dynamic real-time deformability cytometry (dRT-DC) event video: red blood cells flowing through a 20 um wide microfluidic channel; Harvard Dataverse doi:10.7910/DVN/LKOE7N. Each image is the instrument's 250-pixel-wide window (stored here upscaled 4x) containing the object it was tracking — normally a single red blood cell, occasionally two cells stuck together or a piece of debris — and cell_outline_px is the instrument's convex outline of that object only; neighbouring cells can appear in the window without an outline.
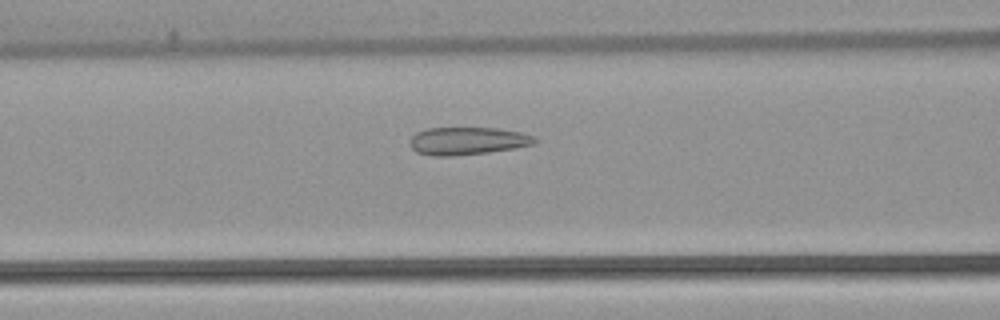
{"species": "common noctule bat (a hibernating species)", "species_latin": "Nyctalus noctula", "temperature_condition": "warm", "stored_images_in_passage": 37, "camera_frame_rate_fps": 3000, "um_per_image_px": 0.085, "animal": {"sex": "female", "body_mass_g": 22.7, "forearm_length_mm": 54.2}, "frame": {"image": 1, "passage_image": 6, "time_ms": 1.667, "image_size_px": [1000, 320], "cell_outline_px": [[540, 140], [536, 144], [516, 148], [488, 152], [452, 156], [432, 156], [416, 152], [408, 144], [412, 136], [416, 132], [428, 128], [496, 128], [520, 132], [532, 136]], "centroid_in_image_um": [39.74, 11.98], "position_along_channel_um": 126.9, "area_um2": 20.29}}
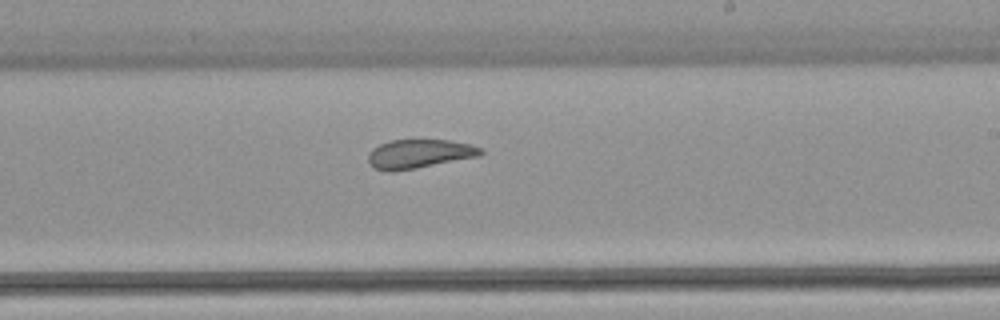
{"frame": {"image": 2, "passage_image": 16, "time_ms": 5.0, "image_size_px": [1000, 320], "cell_outline_px": [[484, 152], [480, 156], [416, 168], [392, 172], [388, 172], [372, 168], [368, 160], [368, 152], [372, 148], [380, 144], [392, 140], [448, 140], [472, 144], [484, 148]], "centroid_in_image_um": [35.64, 13.08], "position_along_channel_um": 253.4, "area_um2": 19.19}}
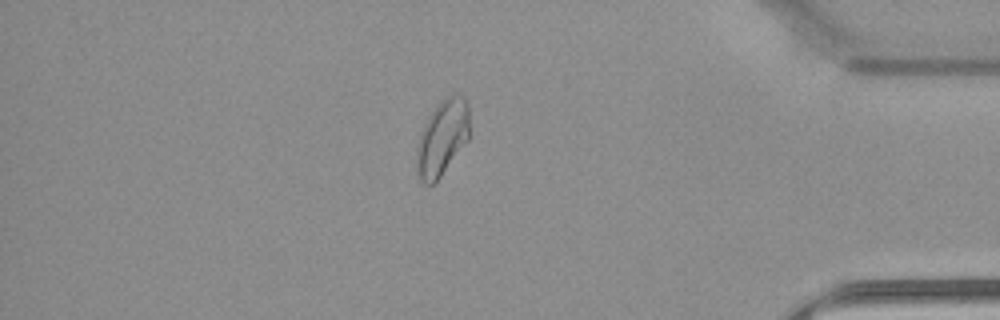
{"frame": {"image": 3, "passage_image": 30, "time_ms": 9.667, "image_size_px": [1000, 320], "cell_outline_px": [[468, 140], [440, 176], [432, 184], [424, 184], [420, 180], [416, 172], [416, 148], [420, 132], [428, 116], [436, 104], [444, 96], [452, 92], [464, 96], [468, 104]], "centroid_in_image_um": [37.56, 11.66], "position_along_channel_um": 397.6, "area_um2": 23.52}, "authors_computed_cell_mechanics": {"area_um2": 20.2878, "velocity_mm_per_s": 3.8052, "shape_relaxation_time_tau1_ms": null, "shape_relaxation_time_tau2_ms": 1.2928, "deformation_change_tau1": null, "deformation_change_tau2": 0.0654}}